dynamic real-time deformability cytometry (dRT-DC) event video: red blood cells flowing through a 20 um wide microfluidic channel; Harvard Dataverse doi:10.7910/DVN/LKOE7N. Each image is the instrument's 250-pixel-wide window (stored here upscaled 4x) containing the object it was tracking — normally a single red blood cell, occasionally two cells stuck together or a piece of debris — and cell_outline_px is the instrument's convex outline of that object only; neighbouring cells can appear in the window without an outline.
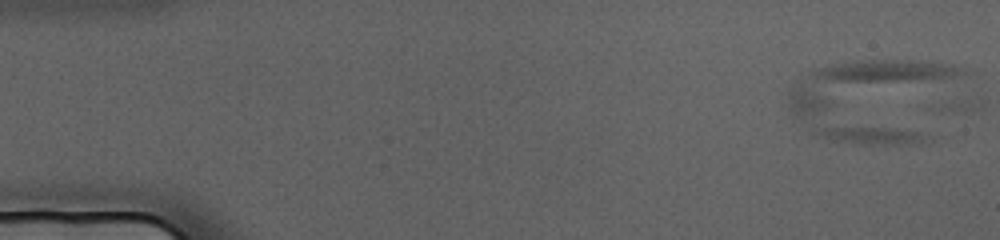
{"species": "human", "species_latin": "Homo sapiens", "temperature_condition": "cold", "stored_images_in_passage": 10, "camera_frame_rate_fps": 3000, "um_per_image_px": 0.085, "donor": {"sex": "female"}, "frame": {"image": 1, "passage_image": 2, "time_ms": 0.333, "image_size_px": [1000, 240], "cell_outline_px": [[964, 72], [936, 136], [932, 140], [920, 144], [860, 144], [836, 140], [812, 132], [788, 108], [788, 92], [800, 80], [812, 72], [820, 68], [832, 64], [856, 60], [916, 60], [952, 64], [960, 68]], "centroid_in_image_um": [74.49, 8.54], "position_along_channel_um": 10.5, "area_um2": 86.24}}